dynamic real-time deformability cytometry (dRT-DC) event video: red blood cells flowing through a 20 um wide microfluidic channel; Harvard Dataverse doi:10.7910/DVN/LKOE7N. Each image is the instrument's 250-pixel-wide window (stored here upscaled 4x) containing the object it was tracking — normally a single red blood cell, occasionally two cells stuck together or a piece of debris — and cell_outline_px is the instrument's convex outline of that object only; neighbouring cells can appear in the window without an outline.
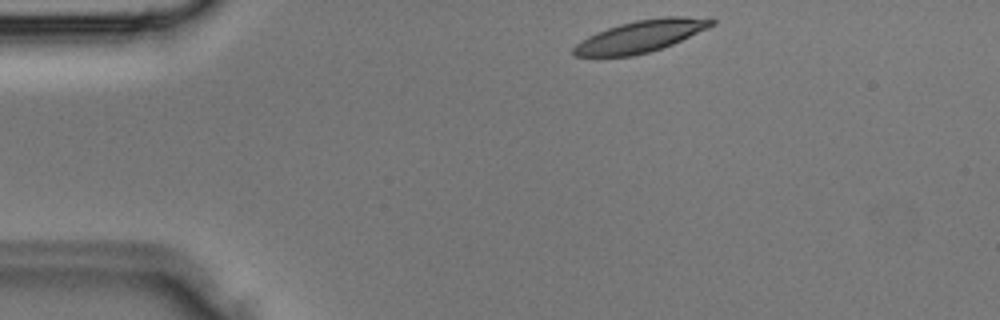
{"species": "Egyptian fruit bat (a non-hibernating species)", "species_latin": "Rousettus aegyptiacus", "temperature_condition": "room temperature", "stored_images_in_passage": 22, "camera_frame_rate_fps": 3000, "um_per_image_px": 0.085, "animal": {"sex": "male"}, "frame": {"image": 1, "passage_image": 1, "time_ms": 0.0, "image_size_px": [1000, 320], "cell_outline_px": [[712, 24], [668, 44], [644, 52], [624, 56], [580, 56], [576, 52], [576, 48], [588, 40], [612, 28], [644, 20], [712, 20]], "centroid_in_image_um": [54.35, 3.16], "position_along_channel_um": 30.7, "area_um2": 21.21}}
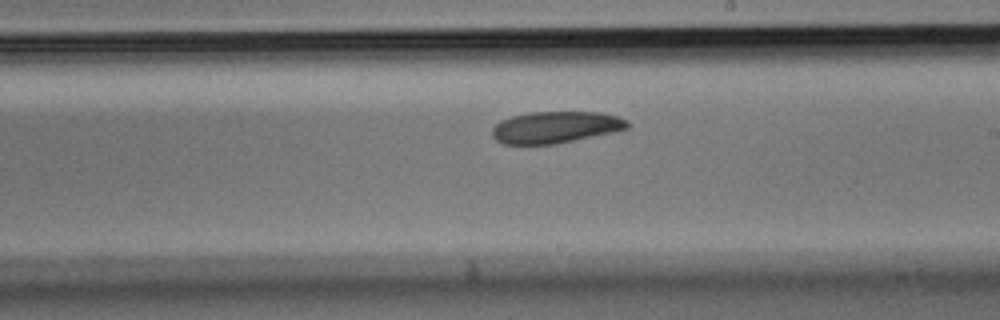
{"frame": {"image": 2, "passage_image": 15, "time_ms": 4.667, "image_size_px": [1000, 320], "cell_outline_px": [[624, 124], [620, 128], [564, 140], [540, 144], [512, 144], [500, 140], [496, 136], [496, 128], [500, 124], [508, 120], [520, 116], [552, 112], [576, 112], [608, 116], [620, 120]], "centroid_in_image_um": [47.07, 10.82], "position_along_channel_um": 241.9, "area_um2": 21.1}}
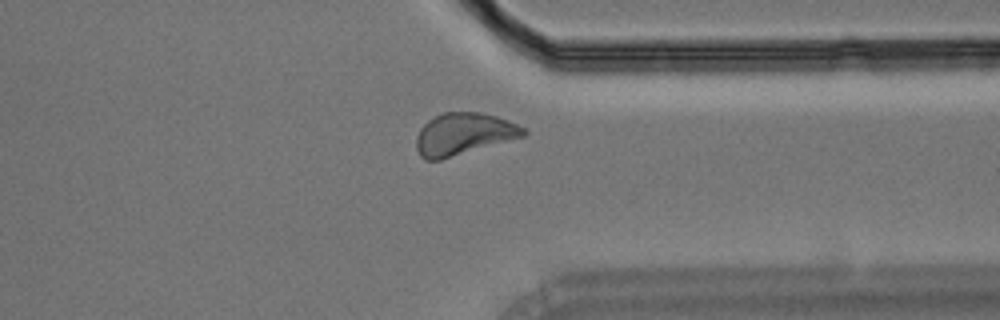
{"frame": {"image": 3, "passage_image": 22, "time_ms": 7.0, "image_size_px": [1000, 320], "cell_outline_px": [[524, 132], [448, 156], [432, 160], [428, 160], [420, 152], [420, 132], [432, 120], [448, 112], [468, 112], [488, 116], [500, 120], [520, 128]], "centroid_in_image_um": [39.26, 11.36], "position_along_channel_um": 372.1, "area_um2": 22.08}}